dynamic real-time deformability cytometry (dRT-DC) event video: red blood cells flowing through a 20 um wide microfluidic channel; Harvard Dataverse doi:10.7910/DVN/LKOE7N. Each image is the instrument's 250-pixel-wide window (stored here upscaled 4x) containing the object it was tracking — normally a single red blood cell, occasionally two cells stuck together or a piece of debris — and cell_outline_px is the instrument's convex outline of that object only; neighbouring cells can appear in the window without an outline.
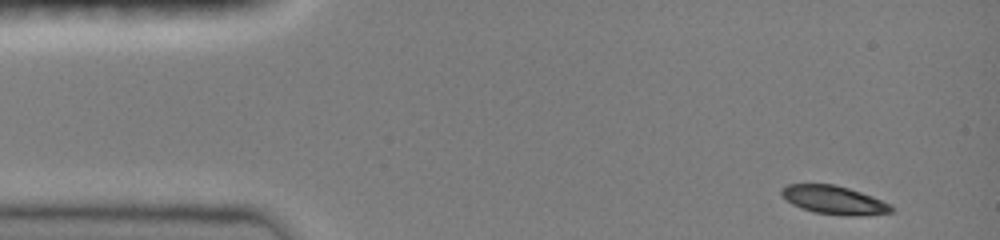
{"species": "common noctule bat (a hibernating species)", "species_latin": "Nyctalus noctula", "temperature_condition": "room temperature", "stored_images_in_passage": 42, "camera_frame_rate_fps": 3000, "um_per_image_px": 0.085, "animal": {"sex": "female", "body_mass_g": 19.0, "forearm_length_mm": 51.5}, "frame": {"image": 1, "passage_image": 1, "time_ms": 0.0, "image_size_px": [1000, 240], "cell_outline_px": [[892, 212], [856, 216], [816, 212], [792, 204], [780, 196], [780, 188], [788, 184], [832, 184], [848, 188], [872, 196], [892, 204]], "centroid_in_image_um": [70.86, 16.98], "position_along_channel_um": 14.1, "area_um2": 17.98}}
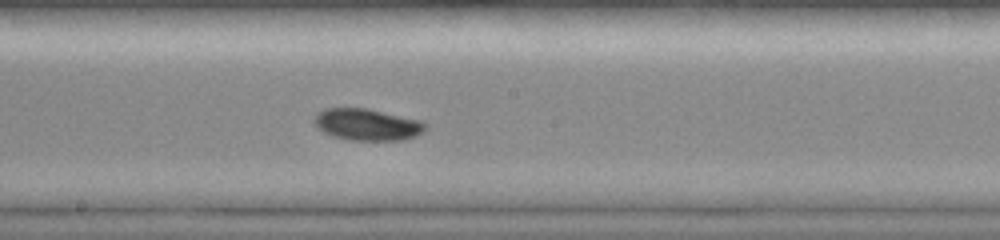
{"frame": {"image": 2, "passage_image": 23, "time_ms": 7.333, "image_size_px": [1000, 240], "cell_outline_px": [[428, 128], [424, 132], [416, 136], [404, 140], [348, 140], [332, 136], [316, 128], [312, 120], [316, 112], [324, 108], [368, 108], [424, 120], [428, 124]], "centroid_in_image_um": [31.24, 10.58], "position_along_channel_um": 217.0, "area_um2": 21.21}}
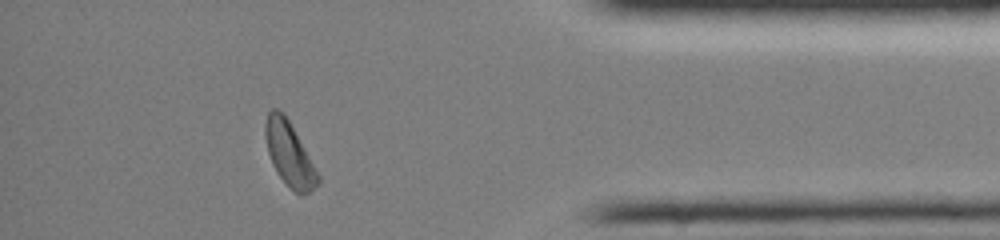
{"frame": {"image": 3, "passage_image": 39, "time_ms": 12.667, "image_size_px": [1000, 240], "cell_outline_px": [[320, 180], [308, 192], [300, 196], [276, 172], [272, 164], [268, 152], [264, 136], [264, 124], [268, 112], [272, 108], [276, 108], [284, 112], [320, 176]], "centroid_in_image_um": [24.55, 13.04], "position_along_channel_um": 410.6, "area_um2": 19.31}, "authors_computed_cell_mechanics": {"area_um2": 19.6231, "velocity_mm_per_s": 4.0364, "shape_relaxation_time_tau1_ms": 2.1668, "shape_relaxation_time_tau2_ms": null, "deformation_change_tau1": 0.1244, "deformation_change_tau2": null}}